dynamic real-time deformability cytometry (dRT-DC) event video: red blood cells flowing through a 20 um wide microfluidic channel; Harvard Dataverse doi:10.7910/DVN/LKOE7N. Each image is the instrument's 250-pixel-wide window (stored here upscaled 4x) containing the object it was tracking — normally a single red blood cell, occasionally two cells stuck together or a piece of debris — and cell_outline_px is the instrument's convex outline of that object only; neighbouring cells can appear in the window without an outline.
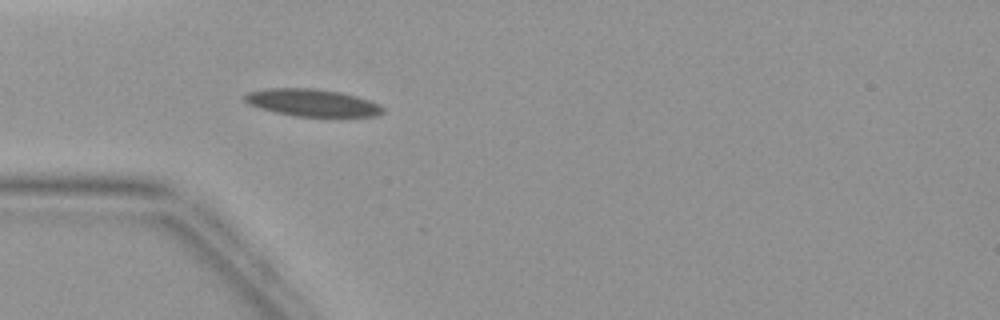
{"species": "common noctule bat (a hibernating species)", "species_latin": "Nyctalus noctula", "temperature_condition": "warm", "stored_images_in_passage": 3, "camera_frame_rate_fps": 3000, "um_per_image_px": 0.085, "animal": {"sex": "female", "body_mass_g": 19.9}, "frame": {"image": 1, "passage_image": 3, "time_ms": 2.333, "image_size_px": [1000, 320], "cell_outline_px": [[384, 112], [376, 116], [296, 116], [276, 112], [260, 108], [248, 104], [244, 100], [244, 96], [248, 92], [268, 88], [316, 88], [340, 92], [356, 96], [380, 104], [384, 108]], "centroid_in_image_um": [26.54, 8.72], "position_along_channel_um": 58.5, "area_um2": 21.85}}